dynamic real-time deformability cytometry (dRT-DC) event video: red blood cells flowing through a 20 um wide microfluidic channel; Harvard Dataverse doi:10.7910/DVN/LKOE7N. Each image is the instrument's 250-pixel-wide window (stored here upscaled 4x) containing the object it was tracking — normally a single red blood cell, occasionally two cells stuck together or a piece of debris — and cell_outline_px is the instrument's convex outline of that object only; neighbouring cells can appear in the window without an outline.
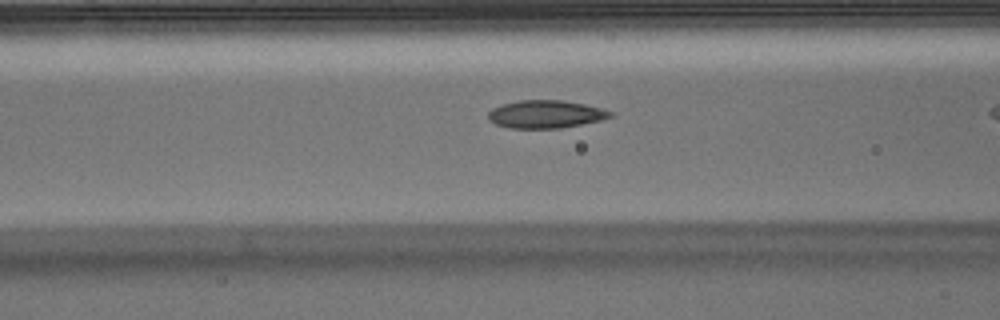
{"species": "Egyptian fruit bat (a non-hibernating species)", "species_latin": "Rousettus aegyptiacus", "temperature_condition": "warm", "stored_images_in_passage": 36, "camera_frame_rate_fps": 3000, "um_per_image_px": 0.085, "animal": {"sex": "male"}, "frame": {"image": 1, "passage_image": 16, "time_ms": 5.0, "image_size_px": [1000, 320], "cell_outline_px": [[616, 116], [600, 120], [560, 128], [508, 128], [496, 124], [488, 120], [488, 112], [492, 108], [504, 104], [520, 100], [560, 100], [584, 104], [616, 112]], "centroid_in_image_um": [46.4, 9.71], "position_along_channel_um": 120.2, "area_um2": 19.83}}
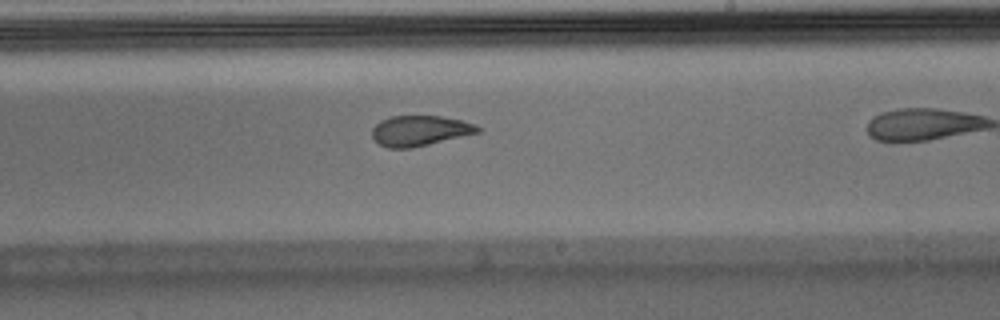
{"frame": {"image": 2, "passage_image": 26, "time_ms": 8.333, "image_size_px": [1000, 320], "cell_outline_px": [[484, 128], [480, 132], [412, 148], [388, 148], [380, 144], [372, 136], [372, 128], [380, 120], [392, 116], [440, 116], [460, 120], [476, 124]], "centroid_in_image_um": [35.71, 11.11], "position_along_channel_um": 253.3, "area_um2": 18.67}}
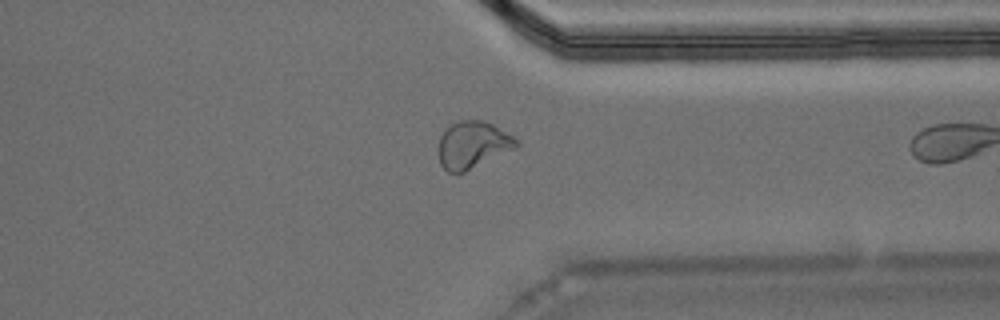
{"frame": {"image": 3, "passage_image": 35, "time_ms": 11.333, "image_size_px": [1000, 320], "cell_outline_px": [[520, 144], [516, 148], [464, 172], [448, 172], [440, 164], [440, 136], [444, 128], [460, 120], [484, 120], [492, 124], [512, 136]], "centroid_in_image_um": [40.18, 12.3], "position_along_channel_um": 371.2, "area_um2": 21.04}}